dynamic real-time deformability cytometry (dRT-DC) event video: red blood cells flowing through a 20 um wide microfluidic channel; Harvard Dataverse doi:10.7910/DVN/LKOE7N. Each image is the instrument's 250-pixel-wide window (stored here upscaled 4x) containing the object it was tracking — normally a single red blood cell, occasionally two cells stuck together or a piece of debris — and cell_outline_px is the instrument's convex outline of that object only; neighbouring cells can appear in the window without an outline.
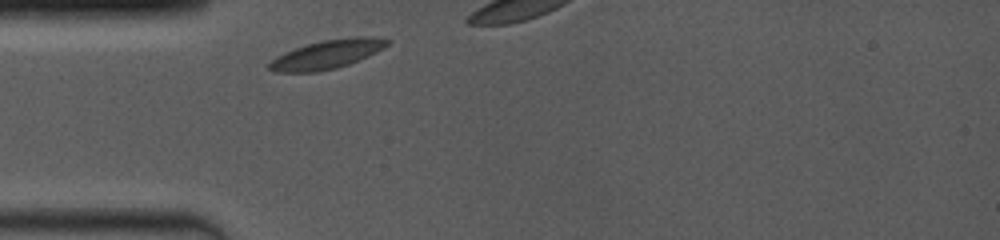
{"species": "common noctule bat (a hibernating species)", "species_latin": "Nyctalus noctula", "temperature_condition": "room temperature", "stored_images_in_passage": 7, "camera_frame_rate_fps": 4000, "um_per_image_px": 0.085, "animal": {"sex": "female", "body_mass_g": 19.0, "forearm_length_mm": 53.3}, "frame": {"image": 1, "passage_image": 1, "time_ms": 0.0, "image_size_px": [1000, 240], "cell_outline_px": [[392, 40], [384, 48], [368, 56], [348, 64], [336, 68], [316, 72], [276, 72], [268, 68], [268, 64], [276, 56], [284, 52], [320, 40], [352, 36], [376, 36]], "centroid_in_image_um": [27.84, 4.6], "position_along_channel_um": 57.2, "area_um2": 19.94}}
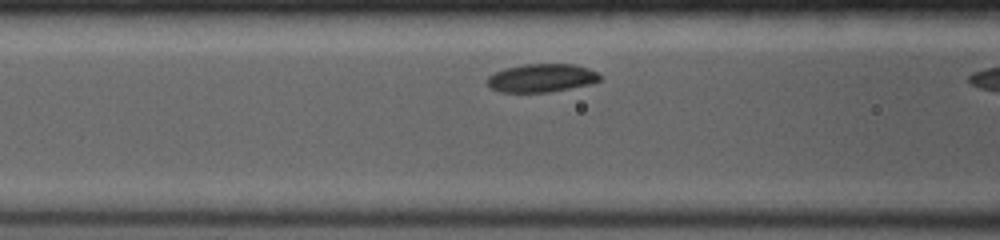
{"frame": {"image": 2, "passage_image": 6, "time_ms": 1.75, "image_size_px": [1000, 240], "cell_outline_px": [[600, 80], [588, 84], [548, 92], [500, 92], [488, 88], [488, 76], [504, 68], [524, 64], [572, 64], [588, 68], [596, 72], [600, 76]], "centroid_in_image_um": [45.98, 6.62], "position_along_channel_um": 120.6, "area_um2": 18.38}}